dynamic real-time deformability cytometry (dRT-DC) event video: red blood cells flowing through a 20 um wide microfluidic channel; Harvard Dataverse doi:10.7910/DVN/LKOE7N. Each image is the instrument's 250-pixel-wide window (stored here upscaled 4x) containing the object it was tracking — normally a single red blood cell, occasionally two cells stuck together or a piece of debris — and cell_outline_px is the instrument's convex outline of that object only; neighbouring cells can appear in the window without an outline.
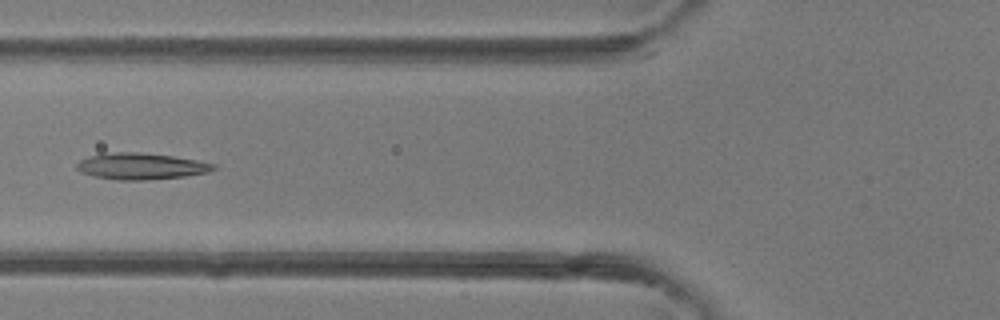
{"species": "common noctule bat (a hibernating species)", "species_latin": "Nyctalus noctula", "temperature_condition": "room temperature", "stored_images_in_passage": 4, "camera_frame_rate_fps": 3000, "um_per_image_px": 0.085, "animal": {"sex": "female"}, "frame": {"image": 1, "passage_image": 4, "time_ms": 3.333, "image_size_px": [1000, 320], "cell_outline_px": [[216, 168], [208, 172], [184, 176], [144, 180], [120, 180], [92, 176], [80, 172], [76, 168], [76, 164], [80, 160], [88, 156], [116, 152], [140, 152], [172, 156], [196, 160], [216, 164]], "centroid_in_image_um": [11.96, 14.13], "position_along_channel_um": 113.8, "area_um2": 20.92}}